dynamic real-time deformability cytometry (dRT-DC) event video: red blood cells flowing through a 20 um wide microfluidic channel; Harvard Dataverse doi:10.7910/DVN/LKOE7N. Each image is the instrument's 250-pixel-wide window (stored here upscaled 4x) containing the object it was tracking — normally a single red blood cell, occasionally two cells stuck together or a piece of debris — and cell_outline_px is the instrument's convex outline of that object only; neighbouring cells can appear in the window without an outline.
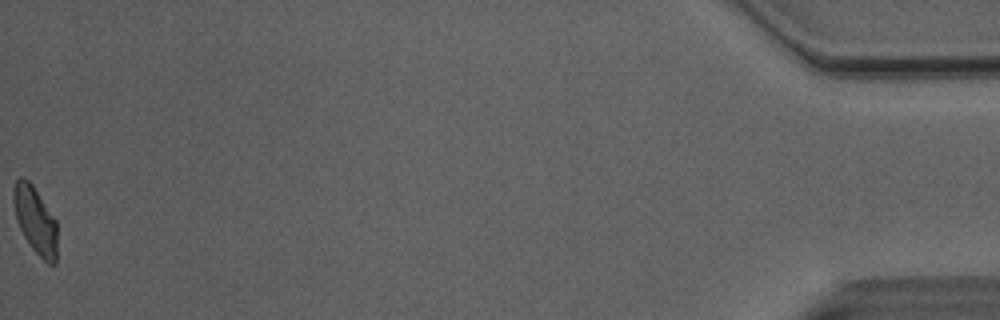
{"species": "Egyptian fruit bat (a non-hibernating species)", "species_latin": "Rousettus aegyptiacus", "temperature_condition": "room temperature", "stored_images_in_passage": 39, "camera_frame_rate_fps": 3000, "um_per_image_px": 0.085, "animal": {"sex": "male"}, "frame": {"image": 1, "passage_image": 39, "time_ms": 12.667, "image_size_px": [1000, 320], "cell_outline_px": [[56, 264], [48, 264], [32, 248], [24, 236], [16, 220], [12, 200], [12, 192], [16, 180], [20, 176], [24, 176], [32, 184], [56, 220]], "centroid_in_image_um": [2.97, 18.68], "position_along_channel_um": 432.2, "area_um2": 17.05}, "authors_computed_cell_mechanics": {"area_um2": 17.918, "velocity_mm_per_s": 4.0916, "shape_relaxation_time_tau1_ms": 9.54, "shape_relaxation_time_tau2_ms": 1.4828, "deformation_change_tau1": 0.1758, "deformation_change_tau2": 0.0594}}